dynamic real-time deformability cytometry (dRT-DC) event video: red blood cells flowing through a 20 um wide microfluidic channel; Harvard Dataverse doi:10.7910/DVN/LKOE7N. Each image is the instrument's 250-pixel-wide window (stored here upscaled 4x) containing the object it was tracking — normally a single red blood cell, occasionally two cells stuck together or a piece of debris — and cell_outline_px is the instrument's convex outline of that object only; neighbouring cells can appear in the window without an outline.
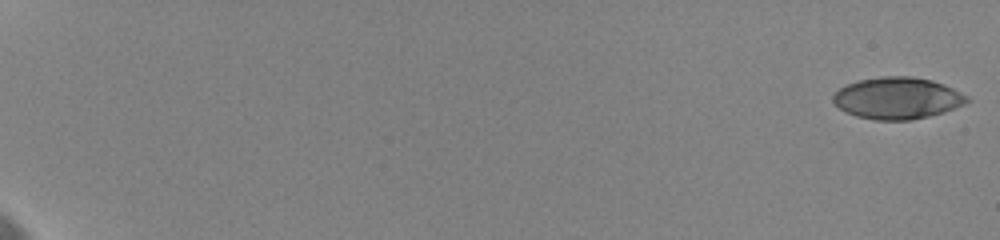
{"species": "human", "species_latin": "Homo sapiens", "temperature_condition": "cold", "stored_images_in_passage": 75, "camera_frame_rate_fps": 3000, "um_per_image_px": 0.085, "donor": {"sex": "female"}, "frame": {"image": 1, "passage_image": 1, "time_ms": 0.0, "image_size_px": [1000, 240], "cell_outline_px": [[972, 100], [964, 104], [944, 112], [912, 120], [876, 120], [856, 116], [844, 112], [832, 100], [832, 96], [840, 88], [848, 84], [860, 80], [884, 76], [912, 76], [932, 80], [944, 84], [968, 96]], "centroid_in_image_um": [76.29, 8.34], "position_along_channel_um": 8.7, "area_um2": 32.54}}
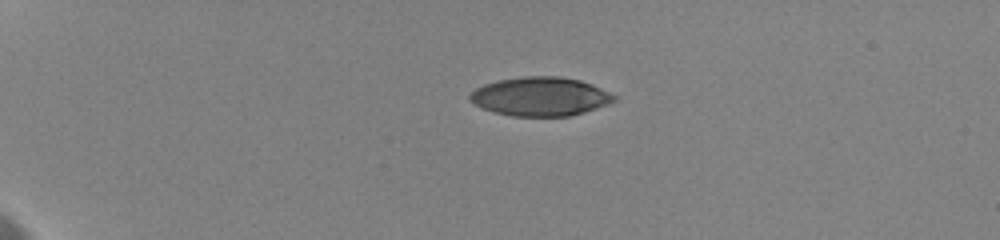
{"frame": {"image": 2, "passage_image": 22, "time_ms": 5.0, "image_size_px": [1000, 240], "cell_outline_px": [[616, 100], [608, 104], [584, 112], [568, 116], [512, 116], [496, 112], [484, 108], [468, 100], [468, 96], [476, 88], [484, 84], [496, 80], [524, 76], [560, 76], [580, 80], [592, 84], [616, 96]], "centroid_in_image_um": [45.92, 8.19], "position_along_channel_um": 39.1, "area_um2": 32.54}}